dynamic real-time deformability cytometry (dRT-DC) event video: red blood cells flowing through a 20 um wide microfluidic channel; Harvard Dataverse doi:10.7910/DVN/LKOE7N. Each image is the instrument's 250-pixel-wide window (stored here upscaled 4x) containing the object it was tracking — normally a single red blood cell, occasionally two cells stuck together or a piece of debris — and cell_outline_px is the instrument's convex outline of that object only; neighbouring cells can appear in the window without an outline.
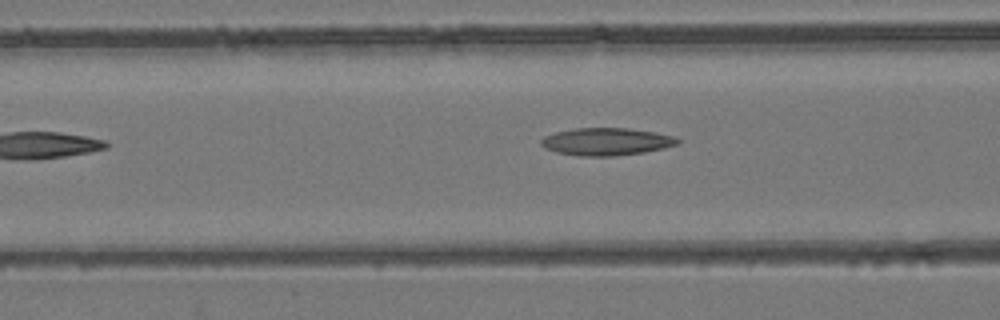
{"species": "common noctule bat (a hibernating species)", "species_latin": "Nyctalus noctula", "temperature_condition": "room temperature", "stored_images_in_passage": 10, "camera_frame_rate_fps": 3000, "um_per_image_px": 0.085, "animal": {"sex": "female", "body_mass_g": 24.6, "forearm_length_mm": 56.2}, "frame": {"image": 1, "passage_image": 7, "time_ms": 8.667, "image_size_px": [1000, 320], "cell_outline_px": [[680, 144], [664, 148], [644, 152], [616, 156], [580, 156], [556, 152], [544, 148], [540, 144], [540, 140], [544, 136], [556, 132], [576, 128], [628, 128], [656, 132], [672, 136], [680, 140]], "centroid_in_image_um": [51.54, 12.04], "position_along_channel_um": 115.1, "area_um2": 21.96}}
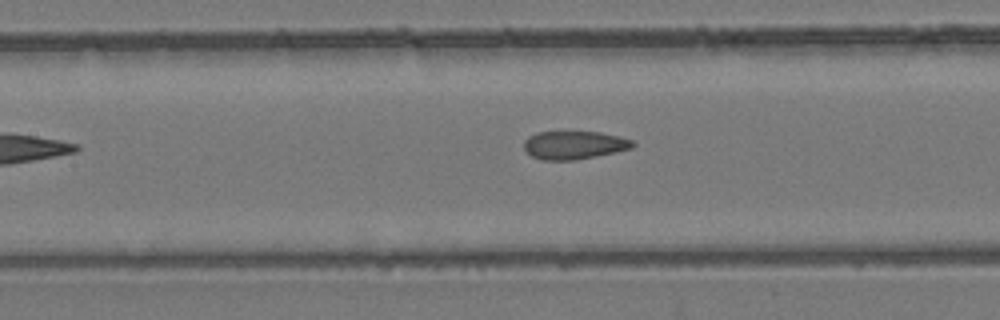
{"frame": {"image": 2, "passage_image": 9, "time_ms": 11.0, "image_size_px": [1000, 320], "cell_outline_px": [[636, 144], [632, 148], [616, 152], [576, 160], [540, 160], [532, 156], [524, 148], [524, 140], [528, 136], [536, 132], [600, 132], [620, 136], [632, 140]], "centroid_in_image_um": [48.81, 12.33], "position_along_channel_um": 158.6, "area_um2": 17.98}}
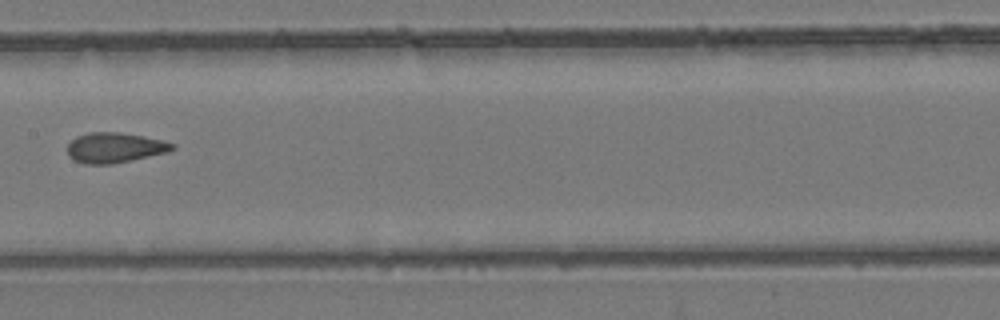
{"frame": {"image": 3, "passage_image": 10, "time_ms": 12.0, "image_size_px": [1000, 320], "cell_outline_px": [[176, 148], [168, 152], [112, 164], [84, 164], [72, 160], [68, 156], [68, 144], [76, 136], [88, 132], [120, 132], [144, 136], [164, 140], [176, 144]], "centroid_in_image_um": [9.76, 12.55], "position_along_channel_um": 197.6, "area_um2": 18.67}}